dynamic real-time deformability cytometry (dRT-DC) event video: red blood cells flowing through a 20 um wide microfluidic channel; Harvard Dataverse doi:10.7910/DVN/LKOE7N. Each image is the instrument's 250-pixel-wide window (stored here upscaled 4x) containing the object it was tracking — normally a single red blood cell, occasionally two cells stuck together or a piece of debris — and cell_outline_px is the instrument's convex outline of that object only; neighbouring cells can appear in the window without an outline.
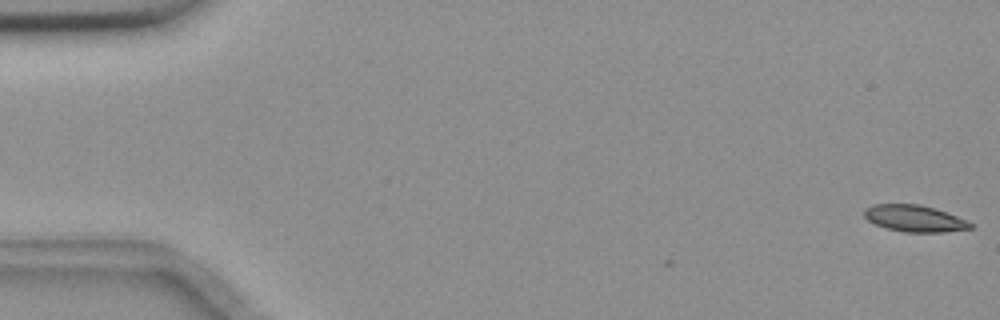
{"species": "common noctule bat (a hibernating species)", "species_latin": "Nyctalus noctula", "temperature_condition": "room temperature", "stored_images_in_passage": 5, "camera_frame_rate_fps": 3000, "um_per_image_px": 0.085, "animal": {"sex": "female", "body_mass_g": 18.4}, "frame": {"image": 1, "passage_image": 1, "time_ms": 0.0, "image_size_px": [1000, 320], "cell_outline_px": [[972, 228], [944, 232], [904, 232], [888, 228], [876, 224], [868, 220], [864, 216], [864, 208], [872, 204], [920, 204], [968, 220], [972, 224]], "centroid_in_image_um": [77.71, 18.56], "position_along_channel_um": 7.3, "area_um2": 16.3}}